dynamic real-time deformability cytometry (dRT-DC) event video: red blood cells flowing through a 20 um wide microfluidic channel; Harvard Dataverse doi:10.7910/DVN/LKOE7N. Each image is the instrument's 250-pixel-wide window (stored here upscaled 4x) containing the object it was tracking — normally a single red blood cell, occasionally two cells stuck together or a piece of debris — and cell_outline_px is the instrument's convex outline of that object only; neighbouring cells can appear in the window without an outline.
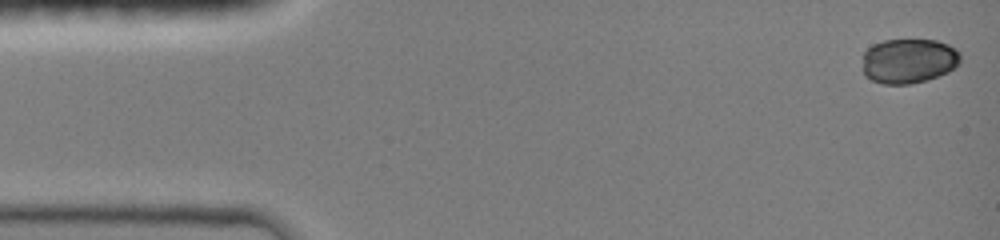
{"species": "common noctule bat (a hibernating species)", "species_latin": "Nyctalus noctula", "temperature_condition": "room temperature", "stored_images_in_passage": 40, "camera_frame_rate_fps": 3000, "um_per_image_px": 0.085, "animal": {"sex": "female", "body_mass_g": 19.0, "forearm_length_mm": 51.5}, "frame": {"image": 1, "passage_image": 1, "time_ms": 0.0, "image_size_px": [1000, 240], "cell_outline_px": [[960, 64], [948, 72], [924, 80], [908, 84], [884, 84], [872, 80], [864, 76], [864, 52], [872, 44], [884, 40], [936, 40], [948, 44], [956, 48], [960, 52]], "centroid_in_image_um": [77.25, 5.16], "position_along_channel_um": 7.7, "area_um2": 25.55}}
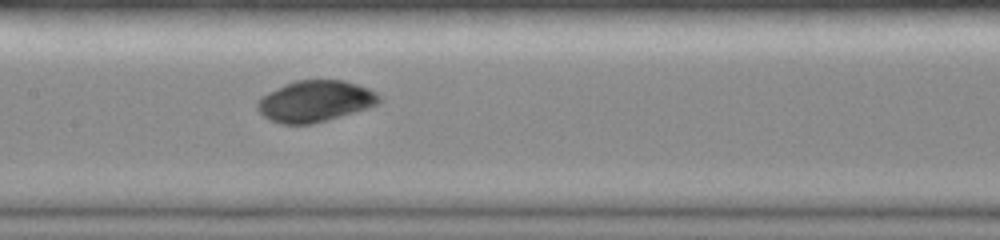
{"frame": {"image": 2, "passage_image": 22, "time_ms": 7.0, "image_size_px": [1000, 240], "cell_outline_px": [[380, 100], [376, 104], [352, 112], [312, 124], [280, 124], [264, 116], [256, 108], [256, 104], [260, 96], [284, 84], [296, 80], [344, 80], [368, 88], [376, 92], [380, 96]], "centroid_in_image_um": [26.73, 8.59], "position_along_channel_um": 180.7, "area_um2": 28.96}}
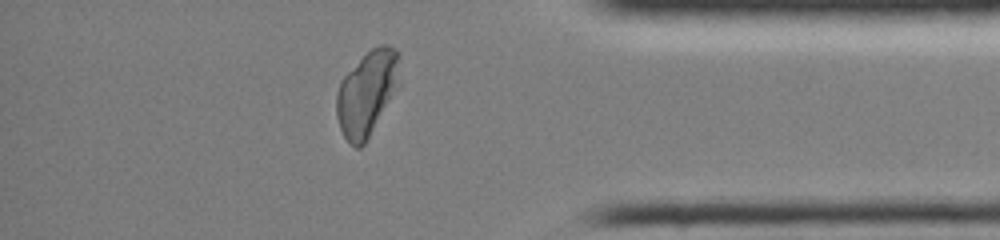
{"frame": {"image": 3, "passage_image": 37, "time_ms": 12.667, "image_size_px": [1000, 240], "cell_outline_px": [[400, 84], [364, 144], [360, 148], [356, 148], [344, 136], [340, 128], [336, 116], [336, 92], [344, 76], [372, 48], [380, 44], [388, 44], [396, 48], [400, 52]], "centroid_in_image_um": [31.23, 7.87], "position_along_channel_um": 404.0, "area_um2": 31.1}, "authors_computed_cell_mechanics": {"area_um2": 29.0156, "velocity_mm_per_s": 4.1437, "shape_relaxation_time_tau1_ms": 7.4542, "shape_relaxation_time_tau2_ms": null, "deformation_change_tau1": 0.0831, "deformation_change_tau2": null}}